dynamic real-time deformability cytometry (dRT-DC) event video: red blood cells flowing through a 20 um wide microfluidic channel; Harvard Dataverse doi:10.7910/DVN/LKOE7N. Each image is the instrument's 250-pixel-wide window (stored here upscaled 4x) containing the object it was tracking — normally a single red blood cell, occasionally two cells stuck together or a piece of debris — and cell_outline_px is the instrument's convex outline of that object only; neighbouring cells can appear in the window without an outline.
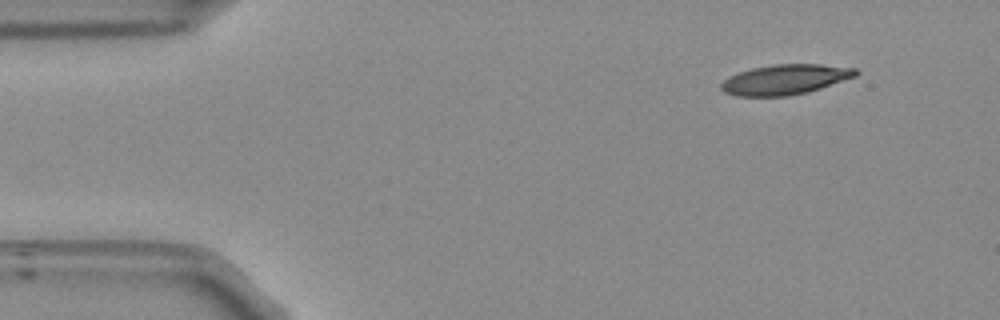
{"species": "Egyptian fruit bat (a non-hibernating species)", "species_latin": "Rousettus aegyptiacus", "temperature_condition": "room temperature", "stored_images_in_passage": 9, "camera_frame_rate_fps": 3000, "um_per_image_px": 0.085, "frame": {"image": 1, "passage_image": 1, "time_ms": 0.0, "image_size_px": [1000, 320], "cell_outline_px": [[860, 72], [856, 76], [808, 92], [788, 96], [736, 96], [724, 92], [720, 88], [720, 84], [728, 76], [752, 68], [772, 64], [820, 64], [856, 68]], "centroid_in_image_um": [66.72, 6.75], "position_along_channel_um": 18.3, "area_um2": 23.64}}